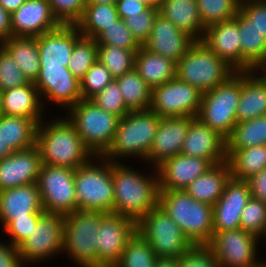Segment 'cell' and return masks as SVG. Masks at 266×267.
<instances>
[{
	"label": "cell",
	"instance_id": "1",
	"mask_svg": "<svg viewBox=\"0 0 266 267\" xmlns=\"http://www.w3.org/2000/svg\"><path fill=\"white\" fill-rule=\"evenodd\" d=\"M112 161L114 190L113 213L127 217L136 224L159 202V180L145 178L118 162Z\"/></svg>",
	"mask_w": 266,
	"mask_h": 267
},
{
	"label": "cell",
	"instance_id": "2",
	"mask_svg": "<svg viewBox=\"0 0 266 267\" xmlns=\"http://www.w3.org/2000/svg\"><path fill=\"white\" fill-rule=\"evenodd\" d=\"M36 145L40 150L41 162L46 165L76 169L88 163L89 155H93L69 118L54 121L44 128L40 122Z\"/></svg>",
	"mask_w": 266,
	"mask_h": 267
},
{
	"label": "cell",
	"instance_id": "3",
	"mask_svg": "<svg viewBox=\"0 0 266 267\" xmlns=\"http://www.w3.org/2000/svg\"><path fill=\"white\" fill-rule=\"evenodd\" d=\"M158 205L178 224L194 246H207L214 235L213 206L185 190H159Z\"/></svg>",
	"mask_w": 266,
	"mask_h": 267
},
{
	"label": "cell",
	"instance_id": "4",
	"mask_svg": "<svg viewBox=\"0 0 266 267\" xmlns=\"http://www.w3.org/2000/svg\"><path fill=\"white\" fill-rule=\"evenodd\" d=\"M235 71L204 42L196 40L176 63V78L205 93L224 83Z\"/></svg>",
	"mask_w": 266,
	"mask_h": 267
},
{
	"label": "cell",
	"instance_id": "5",
	"mask_svg": "<svg viewBox=\"0 0 266 267\" xmlns=\"http://www.w3.org/2000/svg\"><path fill=\"white\" fill-rule=\"evenodd\" d=\"M160 118L150 109L128 112L120 118L112 143L101 158L109 160L112 156L115 159L132 154L147 158Z\"/></svg>",
	"mask_w": 266,
	"mask_h": 267
},
{
	"label": "cell",
	"instance_id": "6",
	"mask_svg": "<svg viewBox=\"0 0 266 267\" xmlns=\"http://www.w3.org/2000/svg\"><path fill=\"white\" fill-rule=\"evenodd\" d=\"M240 95L241 72H235L224 83L202 94L196 118L226 140L237 123L236 111Z\"/></svg>",
	"mask_w": 266,
	"mask_h": 267
},
{
	"label": "cell",
	"instance_id": "7",
	"mask_svg": "<svg viewBox=\"0 0 266 267\" xmlns=\"http://www.w3.org/2000/svg\"><path fill=\"white\" fill-rule=\"evenodd\" d=\"M70 122L84 145L95 156H102L110 147L120 117L97 106L90 99H81L70 107Z\"/></svg>",
	"mask_w": 266,
	"mask_h": 267
},
{
	"label": "cell",
	"instance_id": "8",
	"mask_svg": "<svg viewBox=\"0 0 266 267\" xmlns=\"http://www.w3.org/2000/svg\"><path fill=\"white\" fill-rule=\"evenodd\" d=\"M103 211L76 210L64 216V245L83 267H98V232Z\"/></svg>",
	"mask_w": 266,
	"mask_h": 267
},
{
	"label": "cell",
	"instance_id": "9",
	"mask_svg": "<svg viewBox=\"0 0 266 267\" xmlns=\"http://www.w3.org/2000/svg\"><path fill=\"white\" fill-rule=\"evenodd\" d=\"M96 166L90 162L75 169V197L77 210L103 211L113 213L114 190L112 162ZM101 167V168H100Z\"/></svg>",
	"mask_w": 266,
	"mask_h": 267
},
{
	"label": "cell",
	"instance_id": "10",
	"mask_svg": "<svg viewBox=\"0 0 266 267\" xmlns=\"http://www.w3.org/2000/svg\"><path fill=\"white\" fill-rule=\"evenodd\" d=\"M137 231L148 241L157 258L179 259L194 246L159 205L137 223Z\"/></svg>",
	"mask_w": 266,
	"mask_h": 267
},
{
	"label": "cell",
	"instance_id": "11",
	"mask_svg": "<svg viewBox=\"0 0 266 267\" xmlns=\"http://www.w3.org/2000/svg\"><path fill=\"white\" fill-rule=\"evenodd\" d=\"M74 173L70 167L41 165L37 185L45 212L65 216L77 210Z\"/></svg>",
	"mask_w": 266,
	"mask_h": 267
},
{
	"label": "cell",
	"instance_id": "12",
	"mask_svg": "<svg viewBox=\"0 0 266 267\" xmlns=\"http://www.w3.org/2000/svg\"><path fill=\"white\" fill-rule=\"evenodd\" d=\"M202 92L177 78L152 89L150 110L163 117L196 118Z\"/></svg>",
	"mask_w": 266,
	"mask_h": 267
},
{
	"label": "cell",
	"instance_id": "13",
	"mask_svg": "<svg viewBox=\"0 0 266 267\" xmlns=\"http://www.w3.org/2000/svg\"><path fill=\"white\" fill-rule=\"evenodd\" d=\"M258 237L241 228L214 232L207 247L212 251L220 267H256V241Z\"/></svg>",
	"mask_w": 266,
	"mask_h": 267
},
{
	"label": "cell",
	"instance_id": "14",
	"mask_svg": "<svg viewBox=\"0 0 266 267\" xmlns=\"http://www.w3.org/2000/svg\"><path fill=\"white\" fill-rule=\"evenodd\" d=\"M63 245L64 216L45 212L18 250L22 261L34 262L63 250Z\"/></svg>",
	"mask_w": 266,
	"mask_h": 267
},
{
	"label": "cell",
	"instance_id": "15",
	"mask_svg": "<svg viewBox=\"0 0 266 267\" xmlns=\"http://www.w3.org/2000/svg\"><path fill=\"white\" fill-rule=\"evenodd\" d=\"M136 231L137 224L133 220L104 212L98 232V267H114Z\"/></svg>",
	"mask_w": 266,
	"mask_h": 267
},
{
	"label": "cell",
	"instance_id": "16",
	"mask_svg": "<svg viewBox=\"0 0 266 267\" xmlns=\"http://www.w3.org/2000/svg\"><path fill=\"white\" fill-rule=\"evenodd\" d=\"M62 24L53 15L48 0H25L11 14V33L17 37H38Z\"/></svg>",
	"mask_w": 266,
	"mask_h": 267
},
{
	"label": "cell",
	"instance_id": "17",
	"mask_svg": "<svg viewBox=\"0 0 266 267\" xmlns=\"http://www.w3.org/2000/svg\"><path fill=\"white\" fill-rule=\"evenodd\" d=\"M250 198L248 182L231 177L225 184L223 194L213 205V231L240 228L241 213Z\"/></svg>",
	"mask_w": 266,
	"mask_h": 267
},
{
	"label": "cell",
	"instance_id": "18",
	"mask_svg": "<svg viewBox=\"0 0 266 267\" xmlns=\"http://www.w3.org/2000/svg\"><path fill=\"white\" fill-rule=\"evenodd\" d=\"M41 154L37 145L15 151L0 160V191L37 183L41 169Z\"/></svg>",
	"mask_w": 266,
	"mask_h": 267
},
{
	"label": "cell",
	"instance_id": "19",
	"mask_svg": "<svg viewBox=\"0 0 266 267\" xmlns=\"http://www.w3.org/2000/svg\"><path fill=\"white\" fill-rule=\"evenodd\" d=\"M214 164L202 157L175 155L156 166L159 190H184Z\"/></svg>",
	"mask_w": 266,
	"mask_h": 267
},
{
	"label": "cell",
	"instance_id": "20",
	"mask_svg": "<svg viewBox=\"0 0 266 267\" xmlns=\"http://www.w3.org/2000/svg\"><path fill=\"white\" fill-rule=\"evenodd\" d=\"M195 41L188 33L178 29L159 13L143 47L177 63Z\"/></svg>",
	"mask_w": 266,
	"mask_h": 267
},
{
	"label": "cell",
	"instance_id": "21",
	"mask_svg": "<svg viewBox=\"0 0 266 267\" xmlns=\"http://www.w3.org/2000/svg\"><path fill=\"white\" fill-rule=\"evenodd\" d=\"M34 84L39 94L43 93L49 100L69 108L82 99L80 80L71 74L68 67H40Z\"/></svg>",
	"mask_w": 266,
	"mask_h": 267
},
{
	"label": "cell",
	"instance_id": "22",
	"mask_svg": "<svg viewBox=\"0 0 266 267\" xmlns=\"http://www.w3.org/2000/svg\"><path fill=\"white\" fill-rule=\"evenodd\" d=\"M201 41L235 72H241V39L235 18L206 27Z\"/></svg>",
	"mask_w": 266,
	"mask_h": 267
},
{
	"label": "cell",
	"instance_id": "23",
	"mask_svg": "<svg viewBox=\"0 0 266 267\" xmlns=\"http://www.w3.org/2000/svg\"><path fill=\"white\" fill-rule=\"evenodd\" d=\"M78 31L75 25L62 24L58 29L38 36L40 67H68L74 45L82 37Z\"/></svg>",
	"mask_w": 266,
	"mask_h": 267
},
{
	"label": "cell",
	"instance_id": "24",
	"mask_svg": "<svg viewBox=\"0 0 266 267\" xmlns=\"http://www.w3.org/2000/svg\"><path fill=\"white\" fill-rule=\"evenodd\" d=\"M194 117H163L157 128L148 160L158 166L163 161L181 153L188 128Z\"/></svg>",
	"mask_w": 266,
	"mask_h": 267
},
{
	"label": "cell",
	"instance_id": "25",
	"mask_svg": "<svg viewBox=\"0 0 266 267\" xmlns=\"http://www.w3.org/2000/svg\"><path fill=\"white\" fill-rule=\"evenodd\" d=\"M181 154L209 159L213 164L226 161V140L215 130L194 118L188 128Z\"/></svg>",
	"mask_w": 266,
	"mask_h": 267
},
{
	"label": "cell",
	"instance_id": "26",
	"mask_svg": "<svg viewBox=\"0 0 266 267\" xmlns=\"http://www.w3.org/2000/svg\"><path fill=\"white\" fill-rule=\"evenodd\" d=\"M44 213L37 183L0 191V221L4 227L13 218Z\"/></svg>",
	"mask_w": 266,
	"mask_h": 267
},
{
	"label": "cell",
	"instance_id": "27",
	"mask_svg": "<svg viewBox=\"0 0 266 267\" xmlns=\"http://www.w3.org/2000/svg\"><path fill=\"white\" fill-rule=\"evenodd\" d=\"M38 94L37 87L31 81L23 86L2 91L1 114L33 119L39 124L42 122L40 113L43 108Z\"/></svg>",
	"mask_w": 266,
	"mask_h": 267
},
{
	"label": "cell",
	"instance_id": "28",
	"mask_svg": "<svg viewBox=\"0 0 266 267\" xmlns=\"http://www.w3.org/2000/svg\"><path fill=\"white\" fill-rule=\"evenodd\" d=\"M230 178L228 162H220L214 164L184 190L199 202L213 206L223 194L225 184Z\"/></svg>",
	"mask_w": 266,
	"mask_h": 267
},
{
	"label": "cell",
	"instance_id": "29",
	"mask_svg": "<svg viewBox=\"0 0 266 267\" xmlns=\"http://www.w3.org/2000/svg\"><path fill=\"white\" fill-rule=\"evenodd\" d=\"M158 9L159 13L178 29L188 33L195 40H202L205 27L196 0H163ZM199 32H203L200 37Z\"/></svg>",
	"mask_w": 266,
	"mask_h": 267
},
{
	"label": "cell",
	"instance_id": "30",
	"mask_svg": "<svg viewBox=\"0 0 266 267\" xmlns=\"http://www.w3.org/2000/svg\"><path fill=\"white\" fill-rule=\"evenodd\" d=\"M251 74V70L241 72V95L236 111L237 122L266 115V85Z\"/></svg>",
	"mask_w": 266,
	"mask_h": 267
},
{
	"label": "cell",
	"instance_id": "31",
	"mask_svg": "<svg viewBox=\"0 0 266 267\" xmlns=\"http://www.w3.org/2000/svg\"><path fill=\"white\" fill-rule=\"evenodd\" d=\"M134 69L151 89L176 78L175 62L143 46L136 52Z\"/></svg>",
	"mask_w": 266,
	"mask_h": 267
},
{
	"label": "cell",
	"instance_id": "32",
	"mask_svg": "<svg viewBox=\"0 0 266 267\" xmlns=\"http://www.w3.org/2000/svg\"><path fill=\"white\" fill-rule=\"evenodd\" d=\"M0 43L10 53L28 80L35 82L40 73L38 37L11 36Z\"/></svg>",
	"mask_w": 266,
	"mask_h": 267
},
{
	"label": "cell",
	"instance_id": "33",
	"mask_svg": "<svg viewBox=\"0 0 266 267\" xmlns=\"http://www.w3.org/2000/svg\"><path fill=\"white\" fill-rule=\"evenodd\" d=\"M37 127L33 119L0 114V139L15 151L36 145Z\"/></svg>",
	"mask_w": 266,
	"mask_h": 267
},
{
	"label": "cell",
	"instance_id": "34",
	"mask_svg": "<svg viewBox=\"0 0 266 267\" xmlns=\"http://www.w3.org/2000/svg\"><path fill=\"white\" fill-rule=\"evenodd\" d=\"M231 177L247 180L266 168V145L226 150Z\"/></svg>",
	"mask_w": 266,
	"mask_h": 267
},
{
	"label": "cell",
	"instance_id": "35",
	"mask_svg": "<svg viewBox=\"0 0 266 267\" xmlns=\"http://www.w3.org/2000/svg\"><path fill=\"white\" fill-rule=\"evenodd\" d=\"M234 18L238 21L241 39V72L252 71L266 57V38L239 11Z\"/></svg>",
	"mask_w": 266,
	"mask_h": 267
},
{
	"label": "cell",
	"instance_id": "36",
	"mask_svg": "<svg viewBox=\"0 0 266 267\" xmlns=\"http://www.w3.org/2000/svg\"><path fill=\"white\" fill-rule=\"evenodd\" d=\"M119 19L116 5H86L75 26L84 37L96 39L106 28Z\"/></svg>",
	"mask_w": 266,
	"mask_h": 267
},
{
	"label": "cell",
	"instance_id": "37",
	"mask_svg": "<svg viewBox=\"0 0 266 267\" xmlns=\"http://www.w3.org/2000/svg\"><path fill=\"white\" fill-rule=\"evenodd\" d=\"M115 81L123 95L124 103L130 111L150 108L152 89L135 69L124 73Z\"/></svg>",
	"mask_w": 266,
	"mask_h": 267
},
{
	"label": "cell",
	"instance_id": "38",
	"mask_svg": "<svg viewBox=\"0 0 266 267\" xmlns=\"http://www.w3.org/2000/svg\"><path fill=\"white\" fill-rule=\"evenodd\" d=\"M266 145V115L237 122L226 139V150Z\"/></svg>",
	"mask_w": 266,
	"mask_h": 267
},
{
	"label": "cell",
	"instance_id": "39",
	"mask_svg": "<svg viewBox=\"0 0 266 267\" xmlns=\"http://www.w3.org/2000/svg\"><path fill=\"white\" fill-rule=\"evenodd\" d=\"M157 259L148 241L136 231L114 267H155Z\"/></svg>",
	"mask_w": 266,
	"mask_h": 267
},
{
	"label": "cell",
	"instance_id": "40",
	"mask_svg": "<svg viewBox=\"0 0 266 267\" xmlns=\"http://www.w3.org/2000/svg\"><path fill=\"white\" fill-rule=\"evenodd\" d=\"M135 55L136 52L133 50H126L108 44H98L97 59L110 72L114 80L134 69Z\"/></svg>",
	"mask_w": 266,
	"mask_h": 267
},
{
	"label": "cell",
	"instance_id": "41",
	"mask_svg": "<svg viewBox=\"0 0 266 267\" xmlns=\"http://www.w3.org/2000/svg\"><path fill=\"white\" fill-rule=\"evenodd\" d=\"M98 44L93 38L82 36L74 45L68 70L81 80L90 67L98 60Z\"/></svg>",
	"mask_w": 266,
	"mask_h": 267
},
{
	"label": "cell",
	"instance_id": "42",
	"mask_svg": "<svg viewBox=\"0 0 266 267\" xmlns=\"http://www.w3.org/2000/svg\"><path fill=\"white\" fill-rule=\"evenodd\" d=\"M203 26L234 18L239 10L240 0H196Z\"/></svg>",
	"mask_w": 266,
	"mask_h": 267
},
{
	"label": "cell",
	"instance_id": "43",
	"mask_svg": "<svg viewBox=\"0 0 266 267\" xmlns=\"http://www.w3.org/2000/svg\"><path fill=\"white\" fill-rule=\"evenodd\" d=\"M97 44H108L137 52L141 45L134 38L125 21L119 18L113 25L106 28L96 39Z\"/></svg>",
	"mask_w": 266,
	"mask_h": 267
},
{
	"label": "cell",
	"instance_id": "44",
	"mask_svg": "<svg viewBox=\"0 0 266 267\" xmlns=\"http://www.w3.org/2000/svg\"><path fill=\"white\" fill-rule=\"evenodd\" d=\"M240 228L258 238L266 232V203L250 198L242 210Z\"/></svg>",
	"mask_w": 266,
	"mask_h": 267
},
{
	"label": "cell",
	"instance_id": "45",
	"mask_svg": "<svg viewBox=\"0 0 266 267\" xmlns=\"http://www.w3.org/2000/svg\"><path fill=\"white\" fill-rule=\"evenodd\" d=\"M113 80L110 72L97 60L80 80L82 99H91Z\"/></svg>",
	"mask_w": 266,
	"mask_h": 267
},
{
	"label": "cell",
	"instance_id": "46",
	"mask_svg": "<svg viewBox=\"0 0 266 267\" xmlns=\"http://www.w3.org/2000/svg\"><path fill=\"white\" fill-rule=\"evenodd\" d=\"M29 82L10 53L0 45V89L4 91L23 86Z\"/></svg>",
	"mask_w": 266,
	"mask_h": 267
},
{
	"label": "cell",
	"instance_id": "47",
	"mask_svg": "<svg viewBox=\"0 0 266 267\" xmlns=\"http://www.w3.org/2000/svg\"><path fill=\"white\" fill-rule=\"evenodd\" d=\"M90 100L103 110L113 113L120 118L130 112L124 103L123 95L120 93V88L115 80Z\"/></svg>",
	"mask_w": 266,
	"mask_h": 267
},
{
	"label": "cell",
	"instance_id": "48",
	"mask_svg": "<svg viewBox=\"0 0 266 267\" xmlns=\"http://www.w3.org/2000/svg\"><path fill=\"white\" fill-rule=\"evenodd\" d=\"M158 14L159 9L147 8L139 14L130 15L124 19L126 26L141 46L145 44L150 36Z\"/></svg>",
	"mask_w": 266,
	"mask_h": 267
},
{
	"label": "cell",
	"instance_id": "49",
	"mask_svg": "<svg viewBox=\"0 0 266 267\" xmlns=\"http://www.w3.org/2000/svg\"><path fill=\"white\" fill-rule=\"evenodd\" d=\"M53 15L63 25H75L81 18L87 0H48Z\"/></svg>",
	"mask_w": 266,
	"mask_h": 267
},
{
	"label": "cell",
	"instance_id": "50",
	"mask_svg": "<svg viewBox=\"0 0 266 267\" xmlns=\"http://www.w3.org/2000/svg\"><path fill=\"white\" fill-rule=\"evenodd\" d=\"M238 11L266 38V0H240Z\"/></svg>",
	"mask_w": 266,
	"mask_h": 267
},
{
	"label": "cell",
	"instance_id": "51",
	"mask_svg": "<svg viewBox=\"0 0 266 267\" xmlns=\"http://www.w3.org/2000/svg\"><path fill=\"white\" fill-rule=\"evenodd\" d=\"M179 267H220V264L207 246H193L179 258Z\"/></svg>",
	"mask_w": 266,
	"mask_h": 267
},
{
	"label": "cell",
	"instance_id": "52",
	"mask_svg": "<svg viewBox=\"0 0 266 267\" xmlns=\"http://www.w3.org/2000/svg\"><path fill=\"white\" fill-rule=\"evenodd\" d=\"M42 215H27L22 218H13L5 227L9 233L13 246L18 247L31 233Z\"/></svg>",
	"mask_w": 266,
	"mask_h": 267
},
{
	"label": "cell",
	"instance_id": "53",
	"mask_svg": "<svg viewBox=\"0 0 266 267\" xmlns=\"http://www.w3.org/2000/svg\"><path fill=\"white\" fill-rule=\"evenodd\" d=\"M250 188L251 198L266 203V168L246 180Z\"/></svg>",
	"mask_w": 266,
	"mask_h": 267
},
{
	"label": "cell",
	"instance_id": "54",
	"mask_svg": "<svg viewBox=\"0 0 266 267\" xmlns=\"http://www.w3.org/2000/svg\"><path fill=\"white\" fill-rule=\"evenodd\" d=\"M11 245V246H10ZM21 256L18 247L0 243V267H21Z\"/></svg>",
	"mask_w": 266,
	"mask_h": 267
},
{
	"label": "cell",
	"instance_id": "55",
	"mask_svg": "<svg viewBox=\"0 0 266 267\" xmlns=\"http://www.w3.org/2000/svg\"><path fill=\"white\" fill-rule=\"evenodd\" d=\"M148 7L137 0H118L116 2V9L119 18L125 19L130 15L139 14Z\"/></svg>",
	"mask_w": 266,
	"mask_h": 267
},
{
	"label": "cell",
	"instance_id": "56",
	"mask_svg": "<svg viewBox=\"0 0 266 267\" xmlns=\"http://www.w3.org/2000/svg\"><path fill=\"white\" fill-rule=\"evenodd\" d=\"M11 36V14L0 5V39L3 41Z\"/></svg>",
	"mask_w": 266,
	"mask_h": 267
},
{
	"label": "cell",
	"instance_id": "57",
	"mask_svg": "<svg viewBox=\"0 0 266 267\" xmlns=\"http://www.w3.org/2000/svg\"><path fill=\"white\" fill-rule=\"evenodd\" d=\"M25 0H0V5L10 14L16 11Z\"/></svg>",
	"mask_w": 266,
	"mask_h": 267
},
{
	"label": "cell",
	"instance_id": "58",
	"mask_svg": "<svg viewBox=\"0 0 266 267\" xmlns=\"http://www.w3.org/2000/svg\"><path fill=\"white\" fill-rule=\"evenodd\" d=\"M155 267H179L177 258H158Z\"/></svg>",
	"mask_w": 266,
	"mask_h": 267
},
{
	"label": "cell",
	"instance_id": "59",
	"mask_svg": "<svg viewBox=\"0 0 266 267\" xmlns=\"http://www.w3.org/2000/svg\"><path fill=\"white\" fill-rule=\"evenodd\" d=\"M15 150L0 139V160L13 154Z\"/></svg>",
	"mask_w": 266,
	"mask_h": 267
},
{
	"label": "cell",
	"instance_id": "60",
	"mask_svg": "<svg viewBox=\"0 0 266 267\" xmlns=\"http://www.w3.org/2000/svg\"><path fill=\"white\" fill-rule=\"evenodd\" d=\"M140 3H143L148 8H156L158 9L162 3L163 0H137Z\"/></svg>",
	"mask_w": 266,
	"mask_h": 267
},
{
	"label": "cell",
	"instance_id": "61",
	"mask_svg": "<svg viewBox=\"0 0 266 267\" xmlns=\"http://www.w3.org/2000/svg\"><path fill=\"white\" fill-rule=\"evenodd\" d=\"M262 66V67H261ZM263 68L266 69V57L262 60H260L253 68V71H256L258 68ZM266 71V70H265ZM259 79L266 85V73L265 75L262 77L260 76Z\"/></svg>",
	"mask_w": 266,
	"mask_h": 267
},
{
	"label": "cell",
	"instance_id": "62",
	"mask_svg": "<svg viewBox=\"0 0 266 267\" xmlns=\"http://www.w3.org/2000/svg\"><path fill=\"white\" fill-rule=\"evenodd\" d=\"M118 0H87V5H96V4H109L116 5Z\"/></svg>",
	"mask_w": 266,
	"mask_h": 267
},
{
	"label": "cell",
	"instance_id": "63",
	"mask_svg": "<svg viewBox=\"0 0 266 267\" xmlns=\"http://www.w3.org/2000/svg\"><path fill=\"white\" fill-rule=\"evenodd\" d=\"M1 98H2V90L0 89V114H1Z\"/></svg>",
	"mask_w": 266,
	"mask_h": 267
},
{
	"label": "cell",
	"instance_id": "64",
	"mask_svg": "<svg viewBox=\"0 0 266 267\" xmlns=\"http://www.w3.org/2000/svg\"><path fill=\"white\" fill-rule=\"evenodd\" d=\"M256 267H266V263H261L260 265L256 266Z\"/></svg>",
	"mask_w": 266,
	"mask_h": 267
}]
</instances>
